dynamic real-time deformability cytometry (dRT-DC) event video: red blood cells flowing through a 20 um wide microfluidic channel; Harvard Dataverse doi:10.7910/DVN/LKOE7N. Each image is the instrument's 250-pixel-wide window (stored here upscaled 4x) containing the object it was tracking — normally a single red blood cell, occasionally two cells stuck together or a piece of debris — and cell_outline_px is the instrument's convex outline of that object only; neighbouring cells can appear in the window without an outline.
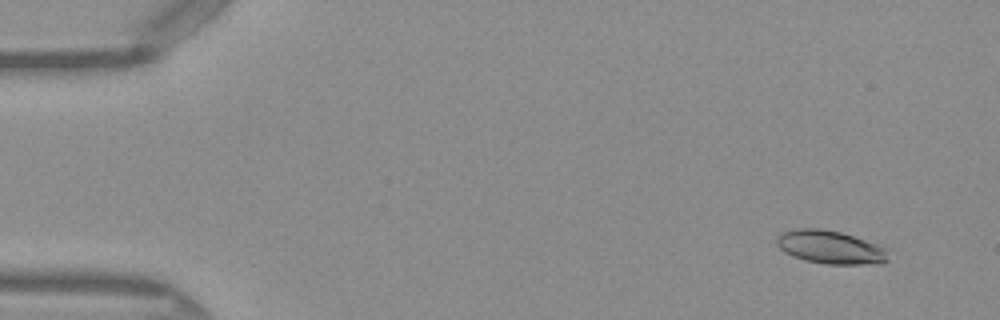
{"species": "Egyptian fruit bat (a non-hibernating species)", "species_latin": "Rousettus aegyptiacus", "temperature_condition": "warm", "stored_images_in_passage": 51, "camera_frame_rate_fps": 3000, "um_per_image_px": 0.085, "frame": {"image": 1, "passage_image": 4, "time_ms": 1.0, "image_size_px": [1000, 320], "cell_outline_px": [[888, 260], [860, 264], [828, 264], [804, 260], [792, 256], [784, 252], [776, 244], [776, 240], [784, 232], [800, 228], [820, 228], [840, 232], [876, 244], [884, 248]], "centroid_in_image_um": [70.5, 21.0], "position_along_channel_um": 14.5, "area_um2": 20.98}}
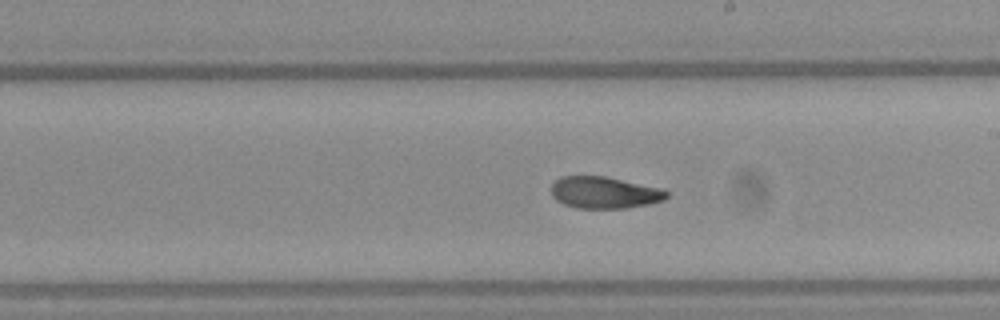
{"frame": {"image": 2, "passage_image": 29, "time_ms": 9.333, "image_size_px": [1000, 320], "cell_outline_px": [[668, 196], [664, 200], [648, 204], [624, 208], [576, 208], [564, 204], [556, 200], [552, 196], [552, 184], [560, 176], [604, 176], [660, 188], [668, 192]], "centroid_in_image_um": [51.35, 16.37], "position_along_channel_um": 237.7, "area_um2": 21.21}}
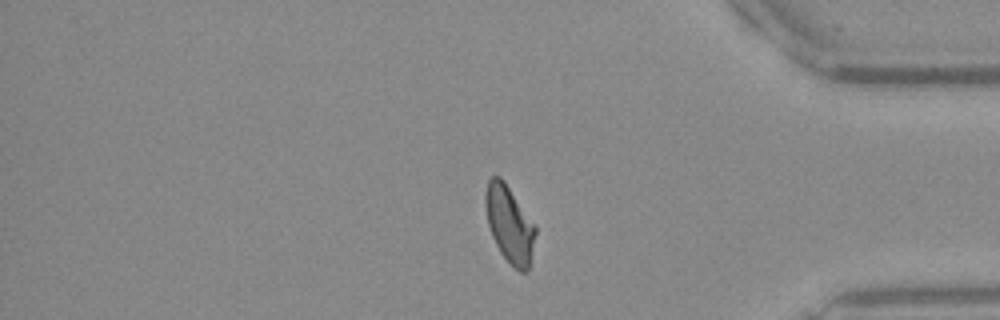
{"frame": {"image": 3, "passage_image": 42, "time_ms": 13.667, "image_size_px": [1000, 320], "cell_outline_px": [[536, 232], [528, 268], [524, 272], [520, 272], [500, 252], [492, 236], [488, 224], [484, 204], [484, 196], [488, 180], [492, 176], [500, 176], [504, 180], [536, 224]], "centroid_in_image_um": [43.29, 18.99], "position_along_channel_um": 391.9, "area_um2": 22.31}, "authors_computed_cell_mechanics": {"area_um2": 21.8484, "velocity_mm_per_s": 4.0931, "shape_relaxation_time_tau1_ms": 4.9846, "shape_relaxation_time_tau2_ms": 2.5747, "deformation_change_tau1": 0.1655, "deformation_change_tau2": 0.095}}